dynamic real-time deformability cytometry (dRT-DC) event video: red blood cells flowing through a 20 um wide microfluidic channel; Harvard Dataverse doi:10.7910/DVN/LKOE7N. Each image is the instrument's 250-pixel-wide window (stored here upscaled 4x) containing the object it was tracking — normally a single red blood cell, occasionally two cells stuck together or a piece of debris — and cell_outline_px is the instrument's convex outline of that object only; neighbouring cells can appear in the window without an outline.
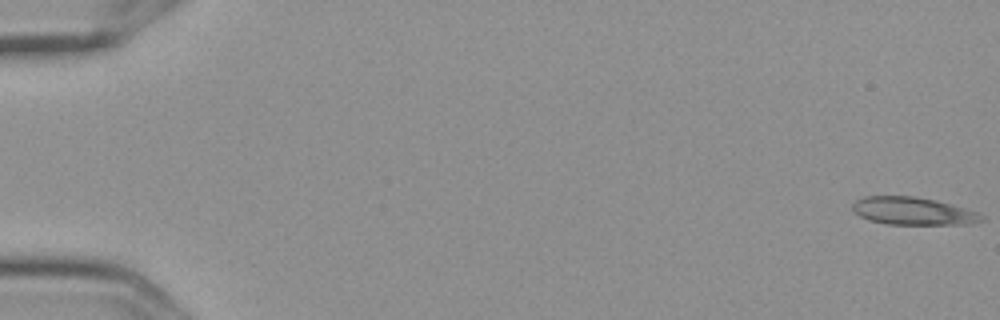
{"species": "Egyptian fruit bat (a non-hibernating species)", "species_latin": "Rousettus aegyptiacus", "temperature_condition": "cold", "stored_images_in_passage": 6, "camera_frame_rate_fps": 3000, "um_per_image_px": 0.085, "frame": {"image": 1, "passage_image": 1, "time_ms": 0.0, "image_size_px": [1000, 320], "cell_outline_px": [[984, 220], [968, 224], [888, 224], [868, 220], [860, 216], [852, 208], [852, 204], [856, 200], [864, 196], [912, 196], [936, 200], [980, 212], [984, 216]], "centroid_in_image_um": [77.62, 17.94], "position_along_channel_um": 7.4, "area_um2": 20.81}}
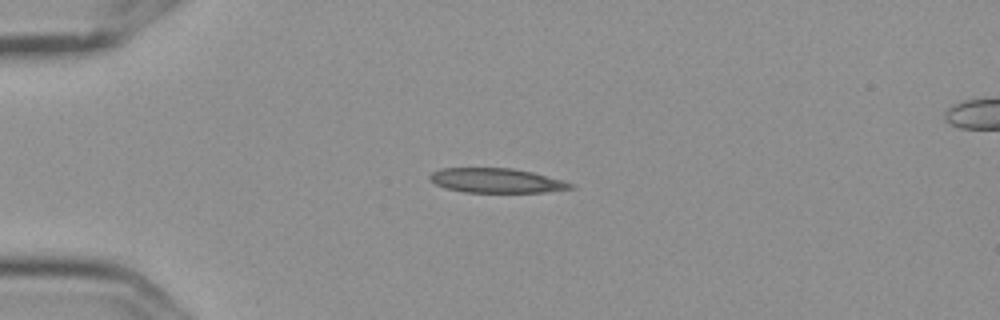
{"frame": {"image": 2, "passage_image": 5, "time_ms": 1.333, "image_size_px": [1000, 320], "cell_outline_px": [[576, 188], [544, 192], [464, 192], [448, 188], [436, 184], [428, 176], [432, 172], [440, 168], [512, 168], [532, 172], [576, 184]], "centroid_in_image_um": [42.23, 15.34], "position_along_channel_um": 42.8, "area_um2": 20.0}}